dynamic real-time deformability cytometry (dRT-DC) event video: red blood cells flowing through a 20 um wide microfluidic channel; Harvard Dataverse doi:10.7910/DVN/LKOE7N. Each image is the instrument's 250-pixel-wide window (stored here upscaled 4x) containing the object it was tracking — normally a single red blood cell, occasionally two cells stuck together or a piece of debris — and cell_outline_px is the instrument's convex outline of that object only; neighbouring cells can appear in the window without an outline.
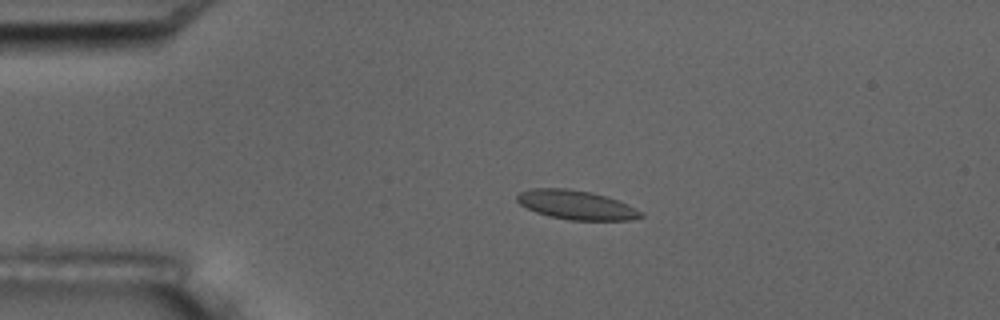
{"species": "common noctule bat (a hibernating species)", "species_latin": "Nyctalus noctula", "temperature_condition": "room temperature", "stored_images_in_passage": 6, "camera_frame_rate_fps": 3000, "um_per_image_px": 0.085, "animal": {"sex": "male", "body_mass_g": 17.5, "forearm_length_mm": 52.3}, "frame": {"image": 1, "passage_image": 4, "time_ms": 3.333, "image_size_px": [1000, 320], "cell_outline_px": [[644, 216], [632, 220], [568, 220], [548, 216], [536, 212], [520, 204], [516, 200], [516, 196], [520, 192], [532, 188], [568, 188], [592, 192], [616, 200], [644, 212]], "centroid_in_image_um": [48.97, 17.42], "position_along_channel_um": 36.0, "area_um2": 20.98}}